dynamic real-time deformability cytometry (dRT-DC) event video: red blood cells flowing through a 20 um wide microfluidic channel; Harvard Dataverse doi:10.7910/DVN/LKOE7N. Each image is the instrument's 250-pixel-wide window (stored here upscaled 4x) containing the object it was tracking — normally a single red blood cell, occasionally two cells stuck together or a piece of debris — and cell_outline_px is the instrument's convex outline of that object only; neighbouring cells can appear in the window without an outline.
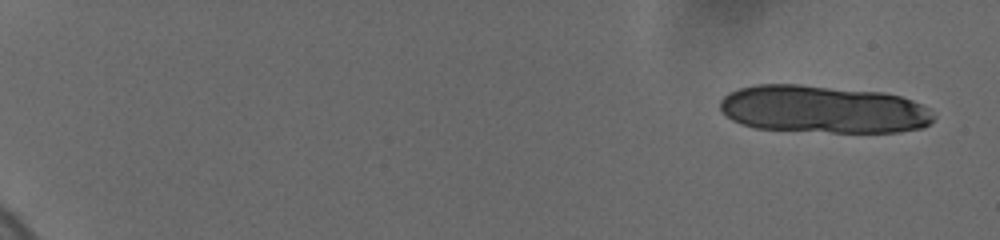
{"species": "human", "species_latin": "Homo sapiens", "temperature_condition": "cold", "stored_images_in_passage": 12, "camera_frame_rate_fps": 3000, "um_per_image_px": 0.085, "donor": {"sex": "female"}, "frame": {"image": 1, "passage_image": 1, "time_ms": 0.0, "image_size_px": [1000, 240], "cell_outline_px": [[936, 116], [924, 128], [900, 132], [832, 132], [756, 128], [740, 124], [724, 116], [720, 112], [720, 100], [728, 92], [740, 88], [756, 84], [800, 84], [880, 92], [900, 96], [912, 100], [928, 108]], "centroid_in_image_um": [69.94, 9.29], "position_along_channel_um": 15.1, "area_um2": 59.65}}